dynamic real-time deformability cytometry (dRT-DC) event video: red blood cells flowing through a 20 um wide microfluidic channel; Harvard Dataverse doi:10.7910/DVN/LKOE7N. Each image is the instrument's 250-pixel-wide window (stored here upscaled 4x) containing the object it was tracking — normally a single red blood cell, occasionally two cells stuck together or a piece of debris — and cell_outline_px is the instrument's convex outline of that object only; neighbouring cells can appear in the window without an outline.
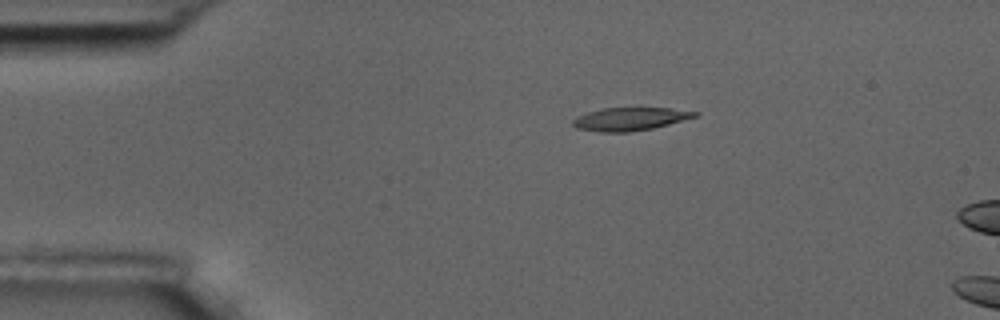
{"species": "common noctule bat (a hibernating species)", "species_latin": "Nyctalus noctula", "temperature_condition": "room temperature", "stored_images_in_passage": 2, "camera_frame_rate_fps": 3000, "um_per_image_px": 0.085, "animal": {"sex": "male", "body_mass_g": 17.5, "forearm_length_mm": 52.3}, "frame": {"image": 1, "passage_image": 1, "time_ms": 0.0, "image_size_px": [1000, 320], "cell_outline_px": [[700, 112], [696, 116], [668, 124], [652, 128], [628, 132], [600, 132], [576, 128], [572, 124], [572, 120], [576, 116], [600, 108], [672, 108]], "centroid_in_image_um": [53.5, 10.11], "position_along_channel_um": 31.5, "area_um2": 16.3}}